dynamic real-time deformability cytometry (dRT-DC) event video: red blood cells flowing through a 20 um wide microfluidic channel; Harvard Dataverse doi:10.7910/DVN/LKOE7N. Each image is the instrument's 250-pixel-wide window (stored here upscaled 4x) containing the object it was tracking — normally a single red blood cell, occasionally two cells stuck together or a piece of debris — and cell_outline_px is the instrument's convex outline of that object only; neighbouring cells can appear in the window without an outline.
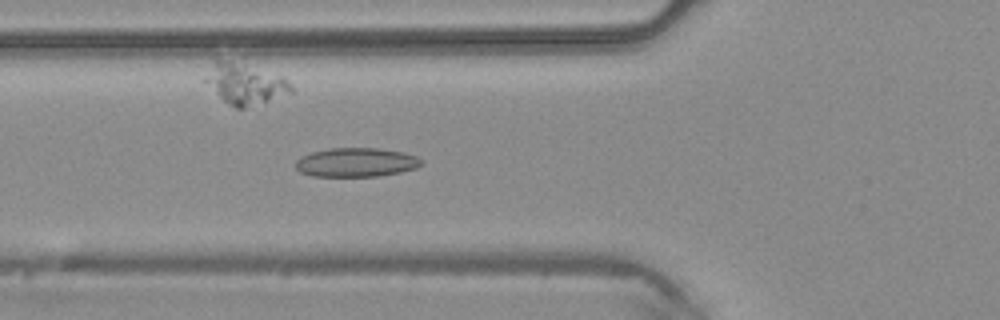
{"species": "common noctule bat (a hibernating species)", "species_latin": "Nyctalus noctula", "temperature_condition": "warm", "stored_images_in_passage": 34, "camera_frame_rate_fps": 3000, "um_per_image_px": 0.085, "animal": {"sex": "male", "body_mass_g": 20.4}, "frame": {"image": 1, "passage_image": 11, "time_ms": 3.333, "image_size_px": [1000, 320], "cell_outline_px": [[424, 164], [416, 168], [400, 172], [376, 176], [312, 176], [300, 172], [296, 168], [296, 160], [300, 156], [312, 152], [332, 148], [376, 148], [404, 152], [416, 156], [424, 160]], "centroid_in_image_um": [30.3, 13.8], "position_along_channel_um": 95.5, "area_um2": 21.33}}
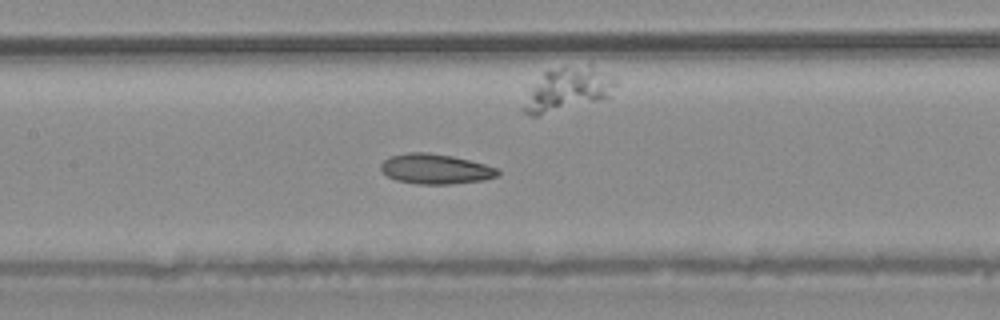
{"frame": {"image": 2, "passage_image": 16, "time_ms": 5.0, "image_size_px": [1000, 320], "cell_outline_px": [[500, 176], [484, 180], [448, 184], [420, 184], [396, 180], [388, 176], [380, 168], [380, 164], [388, 156], [408, 152], [428, 152], [452, 156], [484, 164], [496, 168], [500, 172]], "centroid_in_image_um": [37.01, 14.35], "position_along_channel_um": 170.4, "area_um2": 20.46}}
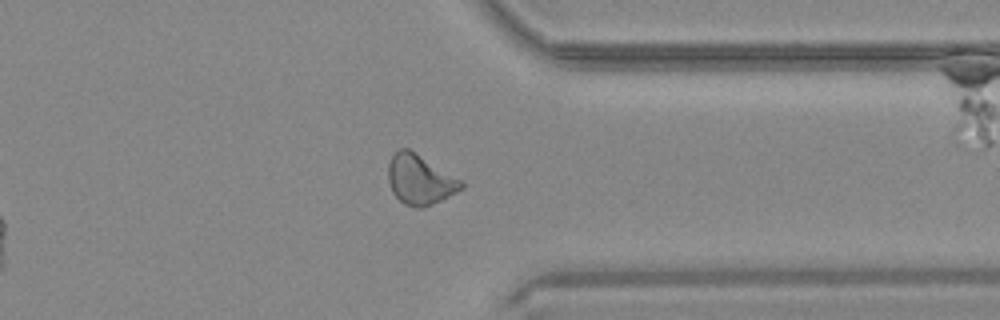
{"frame": {"image": 3, "passage_image": 30, "time_ms": 9.667, "image_size_px": [1000, 320], "cell_outline_px": [[464, 188], [424, 208], [416, 208], [404, 204], [392, 192], [388, 180], [388, 164], [392, 156], [400, 148], [408, 148], [464, 180]], "centroid_in_image_um": [35.71, 15.27], "position_along_channel_um": 375.7, "area_um2": 21.33}}